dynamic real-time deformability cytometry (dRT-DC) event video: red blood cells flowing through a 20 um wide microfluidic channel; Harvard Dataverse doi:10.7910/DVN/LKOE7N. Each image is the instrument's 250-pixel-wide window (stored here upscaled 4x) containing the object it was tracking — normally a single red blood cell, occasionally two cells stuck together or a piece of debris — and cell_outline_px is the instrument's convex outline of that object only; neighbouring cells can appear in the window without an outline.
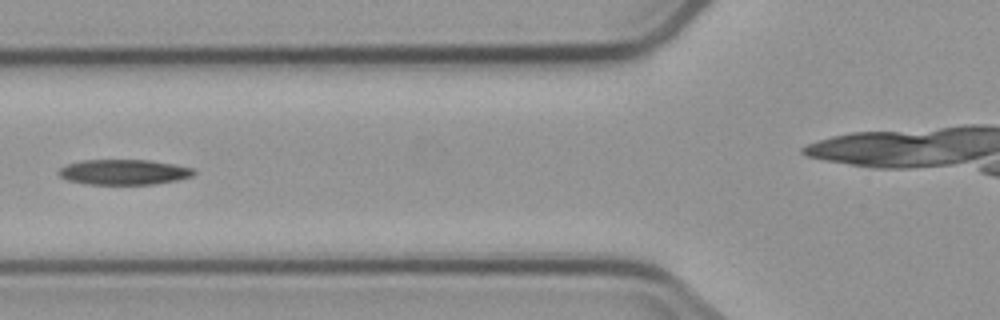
{"species": "common noctule bat (a hibernating species)", "species_latin": "Nyctalus noctula", "temperature_condition": "cold", "stored_images_in_passage": 6, "camera_frame_rate_fps": 3000, "um_per_image_px": 0.085, "animal": {"sex": "male", "body_mass_g": 23.1, "forearm_length_mm": 52.7}, "frame": {"image": 1, "passage_image": 5, "time_ms": 5.0, "image_size_px": [1000, 320], "cell_outline_px": [[196, 172], [192, 176], [176, 180], [156, 184], [88, 184], [68, 180], [60, 176], [56, 172], [60, 168], [68, 164], [84, 160], [148, 160], [172, 164], [192, 168]], "centroid_in_image_um": [10.51, 14.63], "position_along_channel_um": 115.3, "area_um2": 19.71}}